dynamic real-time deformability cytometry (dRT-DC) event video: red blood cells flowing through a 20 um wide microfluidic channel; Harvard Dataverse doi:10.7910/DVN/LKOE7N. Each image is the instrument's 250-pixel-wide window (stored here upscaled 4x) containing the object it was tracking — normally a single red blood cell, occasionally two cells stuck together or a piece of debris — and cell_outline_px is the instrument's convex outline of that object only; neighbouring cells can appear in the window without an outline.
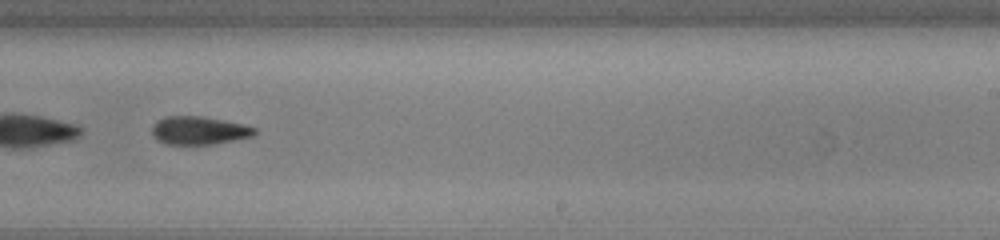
{"species": "common noctule bat (a hibernating species)", "species_latin": "Nyctalus noctula", "temperature_condition": "cold", "stored_images_in_passage": 36, "camera_frame_rate_fps": 3000, "um_per_image_px": 0.085, "animal": {"sex": "male", "body_mass_g": 13.0, "forearm_length_mm": 53.1}, "frame": {"image": 1, "passage_image": 21, "time_ms": 6.667, "image_size_px": [1000, 240], "cell_outline_px": [[256, 132], [252, 136], [212, 144], [164, 144], [152, 132], [152, 124], [156, 120], [164, 116], [200, 116], [224, 120], [244, 124], [256, 128]], "centroid_in_image_um": [16.9, 11.07], "position_along_channel_um": 272.1, "area_um2": 16.7}, "authors_computed_cell_mechanics": {"area_um2": 18.1492, "velocity_mm_per_s": 3.9408, "shape_relaxation_time_tau1_ms": 2.7507, "shape_relaxation_time_tau2_ms": 4.2606, "deformation_change_tau1": 0.1059, "deformation_change_tau2": 0.1148}}